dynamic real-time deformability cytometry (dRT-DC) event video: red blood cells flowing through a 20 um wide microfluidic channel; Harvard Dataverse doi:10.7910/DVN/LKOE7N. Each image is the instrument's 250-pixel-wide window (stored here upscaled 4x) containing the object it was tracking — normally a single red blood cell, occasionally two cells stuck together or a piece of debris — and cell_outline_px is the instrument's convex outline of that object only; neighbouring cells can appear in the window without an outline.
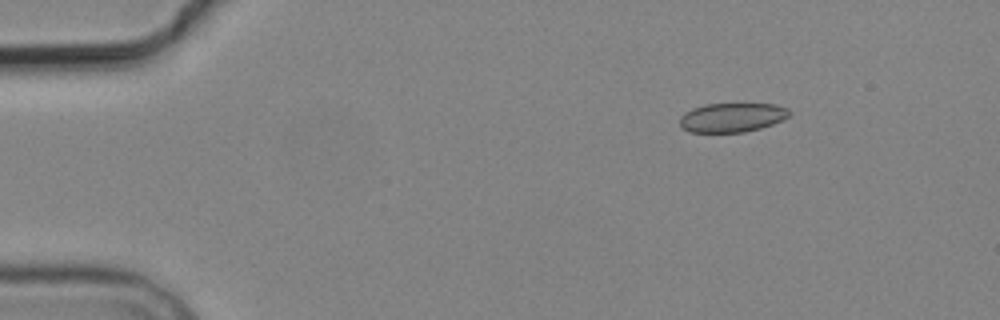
{"species": "common noctule bat (a hibernating species)", "species_latin": "Nyctalus noctula", "temperature_condition": "cold", "stored_images_in_passage": 4, "camera_frame_rate_fps": 3000, "um_per_image_px": 0.085, "animal": {"sex": "male", "body_mass_g": 19.2, "forearm_length_mm": 51.8}, "frame": {"image": 1, "passage_image": 2, "time_ms": 2.0, "image_size_px": [1000, 320], "cell_outline_px": [[792, 112], [788, 116], [772, 124], [760, 128], [744, 132], [688, 132], [680, 128], [680, 116], [684, 112], [692, 108], [704, 104], [744, 100], [776, 104], [788, 108]], "centroid_in_image_um": [62.23, 9.92], "position_along_channel_um": 22.8, "area_um2": 19.77}}
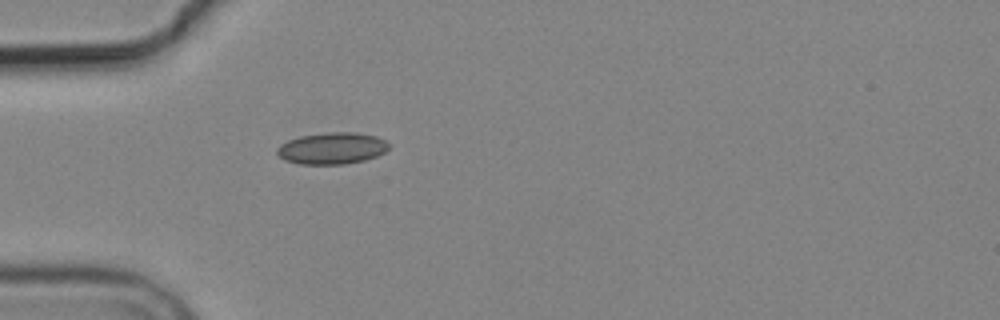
{"frame": {"image": 2, "passage_image": 4, "time_ms": 5.0, "image_size_px": [1000, 320], "cell_outline_px": [[392, 144], [384, 152], [376, 156], [364, 160], [344, 164], [300, 164], [284, 160], [276, 152], [276, 148], [280, 144], [288, 140], [300, 136], [328, 132], [356, 132], [376, 136], [388, 140]], "centroid_in_image_um": [28.24, 12.59], "position_along_channel_um": 56.8, "area_um2": 20.81}}